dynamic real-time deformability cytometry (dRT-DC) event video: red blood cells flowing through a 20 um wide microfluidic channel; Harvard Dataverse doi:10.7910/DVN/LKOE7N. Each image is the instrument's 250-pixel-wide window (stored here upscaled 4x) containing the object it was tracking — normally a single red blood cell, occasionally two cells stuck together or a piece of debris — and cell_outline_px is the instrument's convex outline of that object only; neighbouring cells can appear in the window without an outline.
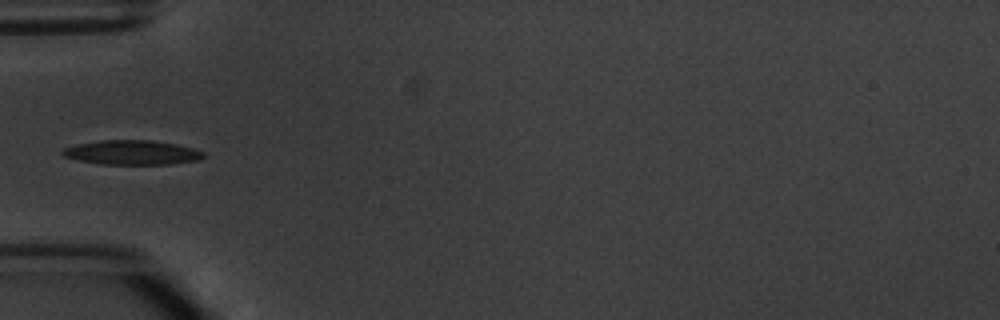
{"species": "common noctule bat (a hibernating species)", "species_latin": "Nyctalus noctula", "temperature_condition": "warm", "stored_images_in_passage": 3, "camera_frame_rate_fps": 3000, "um_per_image_px": 0.085, "animal": {"sex": "male", "body_mass_g": 20.1, "forearm_length_mm": 53.5}, "frame": {"image": 1, "passage_image": 2, "time_ms": 1.333, "image_size_px": [1000, 320], "cell_outline_px": [[204, 156], [200, 160], [168, 164], [100, 164], [80, 160], [64, 156], [60, 152], [64, 148], [76, 144], [100, 140], [152, 140], [176, 144], [192, 148], [204, 152]], "centroid_in_image_um": [11.22, 12.96], "position_along_channel_um": 73.8, "area_um2": 20.0}}